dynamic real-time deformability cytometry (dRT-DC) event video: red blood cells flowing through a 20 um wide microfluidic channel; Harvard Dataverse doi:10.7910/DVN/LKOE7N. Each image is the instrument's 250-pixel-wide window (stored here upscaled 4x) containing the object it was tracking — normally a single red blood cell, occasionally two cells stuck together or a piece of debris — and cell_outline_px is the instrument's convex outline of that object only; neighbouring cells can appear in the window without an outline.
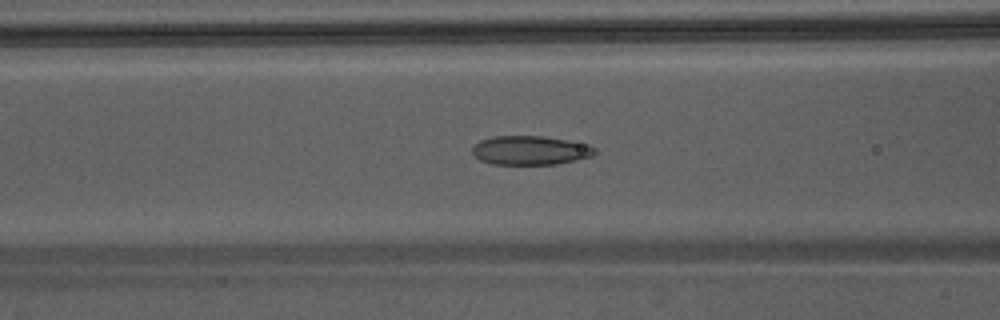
{"species": "Egyptian fruit bat (a non-hibernating species)", "species_latin": "Rousettus aegyptiacus", "temperature_condition": "warm", "stored_images_in_passage": 50, "camera_frame_rate_fps": 3000, "um_per_image_px": 0.085, "animal": {"sex": "male"}, "frame": {"image": 1, "passage_image": 22, "time_ms": 7.0, "image_size_px": [1000, 320], "cell_outline_px": [[596, 152], [592, 156], [576, 160], [556, 164], [492, 164], [480, 160], [472, 152], [472, 148], [480, 140], [492, 136], [544, 136], [568, 140], [588, 144], [596, 148]], "centroid_in_image_um": [45.09, 12.77], "position_along_channel_um": 121.5, "area_um2": 20.75}}
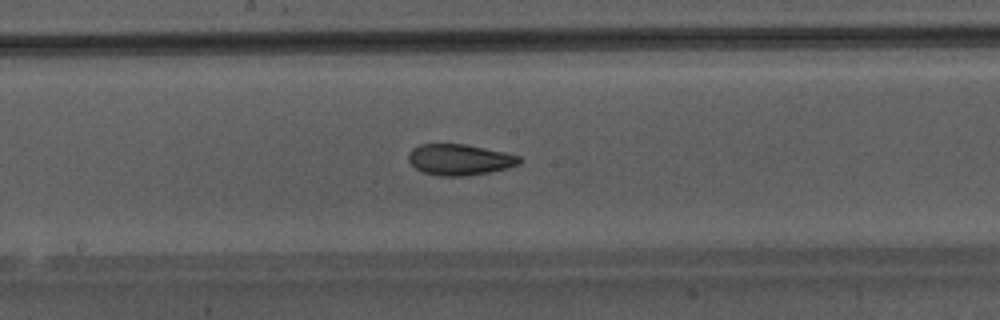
{"frame": {"image": 2, "passage_image": 28, "time_ms": 9.0, "image_size_px": [1000, 320], "cell_outline_px": [[520, 164], [508, 168], [468, 176], [440, 176], [424, 172], [416, 168], [408, 160], [408, 152], [412, 148], [420, 144], [464, 144], [504, 152], [520, 156]], "centroid_in_image_um": [39.05, 13.57], "position_along_channel_um": 209.1, "area_um2": 20.0}}
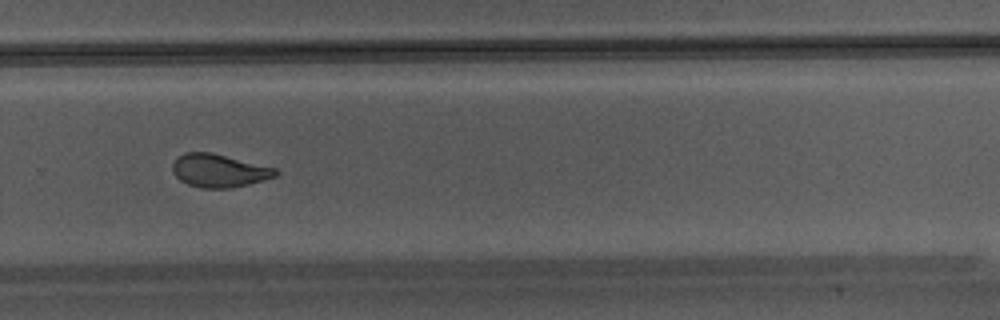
{"frame": {"image": 3, "passage_image": 35, "time_ms": 11.333, "image_size_px": [1000, 320], "cell_outline_px": [[280, 172], [276, 176], [264, 180], [248, 184], [228, 188], [200, 188], [188, 184], [180, 180], [172, 172], [172, 164], [176, 156], [184, 152], [212, 152], [276, 168]], "centroid_in_image_um": [18.59, 14.49], "position_along_channel_um": 311.2, "area_um2": 20.06}}